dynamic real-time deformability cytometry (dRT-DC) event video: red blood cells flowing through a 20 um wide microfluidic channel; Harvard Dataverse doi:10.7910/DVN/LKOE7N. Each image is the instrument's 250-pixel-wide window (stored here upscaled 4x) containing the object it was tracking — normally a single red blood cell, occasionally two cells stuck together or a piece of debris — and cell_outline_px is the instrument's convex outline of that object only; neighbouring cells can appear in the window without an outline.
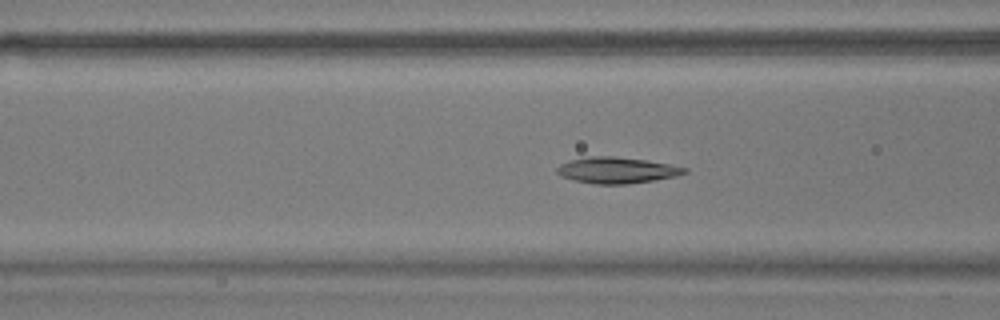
{"species": "common noctule bat (a hibernating species)", "species_latin": "Nyctalus noctula", "temperature_condition": "warm", "stored_images_in_passage": 55, "camera_frame_rate_fps": 3000, "um_per_image_px": 0.085, "animal": {"sex": "male", "body_mass_g": 17.9}, "frame": {"image": 1, "passage_image": 21, "time_ms": 6.667, "image_size_px": [1000, 320], "cell_outline_px": [[688, 172], [676, 176], [628, 184], [596, 184], [576, 180], [560, 176], [556, 172], [556, 168], [560, 164], [572, 160], [592, 156], [612, 156], [644, 160], [668, 164], [688, 168]], "centroid_in_image_um": [52.42, 14.47], "position_along_channel_um": 114.2, "area_um2": 19.13}}
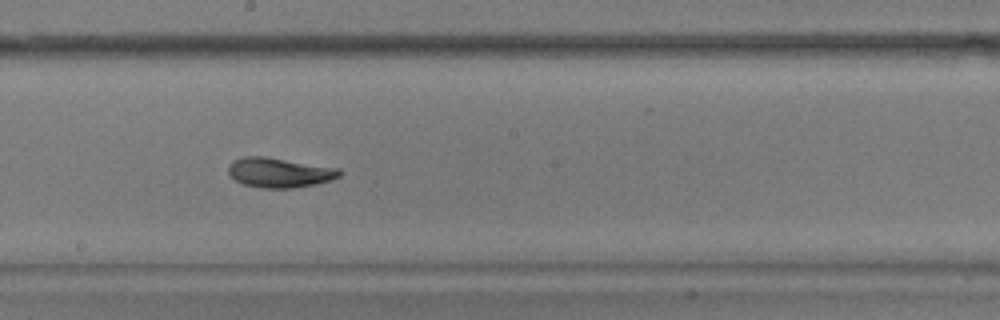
{"frame": {"image": 2, "passage_image": 30, "time_ms": 9.667, "image_size_px": [1000, 320], "cell_outline_px": [[340, 176], [332, 180], [316, 184], [292, 188], [260, 188], [244, 184], [236, 180], [228, 172], [228, 164], [232, 160], [244, 156], [264, 156], [340, 168]], "centroid_in_image_um": [23.74, 14.66], "position_along_channel_um": 224.5, "area_um2": 19.36}}
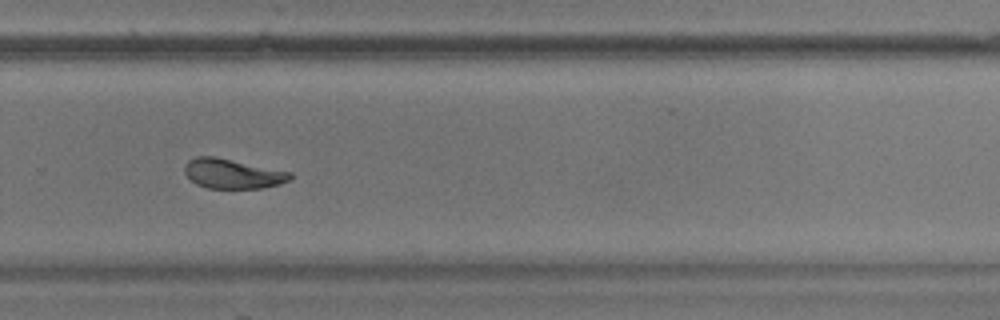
{"frame": {"image": 3, "passage_image": 37, "time_ms": 12.0, "image_size_px": [1000, 320], "cell_outline_px": [[292, 176], [288, 180], [280, 184], [260, 188], [208, 188], [196, 184], [184, 172], [184, 164], [188, 160], [196, 156], [216, 156], [292, 172]], "centroid_in_image_um": [19.75, 14.75], "position_along_channel_um": 310.1, "area_um2": 18.32}, "authors_computed_cell_mechanics": {"area_um2": 19.4786, "velocity_mm_per_s": 3.679, "shape_relaxation_time_tau1_ms": 5.7934, "shape_relaxation_time_tau2_ms": 2.309, "deformation_change_tau1": 0.1676, "deformation_change_tau2": 0.0808}}